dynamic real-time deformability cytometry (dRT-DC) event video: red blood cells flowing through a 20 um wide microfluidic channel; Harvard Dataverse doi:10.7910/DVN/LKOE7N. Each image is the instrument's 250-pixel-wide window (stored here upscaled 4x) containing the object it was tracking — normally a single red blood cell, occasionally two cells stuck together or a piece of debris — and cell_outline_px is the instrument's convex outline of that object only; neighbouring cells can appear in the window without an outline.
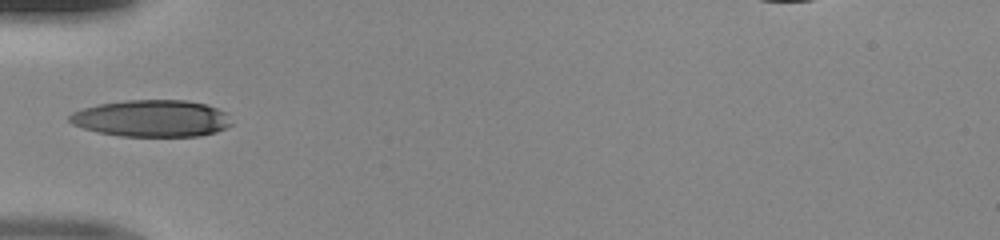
{"species": "human", "species_latin": "Homo sapiens", "temperature_condition": "room temperature", "stored_images_in_passage": 20, "camera_frame_rate_fps": 3000, "um_per_image_px": 0.085, "donor": {"sex": "male"}, "frame": {"image": 1, "passage_image": 1, "time_ms": 0.0, "image_size_px": [1000, 240], "cell_outline_px": [[232, 124], [216, 132], [200, 136], [120, 136], [96, 132], [72, 124], [68, 120], [68, 116], [72, 112], [84, 108], [100, 104], [128, 100], [184, 100], [204, 104], [228, 112]], "centroid_in_image_um": [12.9, 10.07], "position_along_channel_um": 72.1, "area_um2": 34.8}}
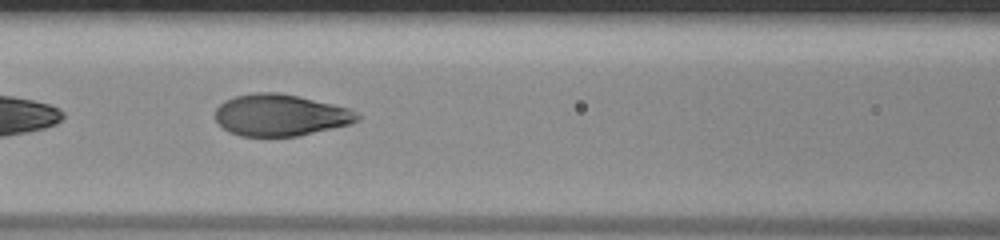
{"frame": {"image": 2, "passage_image": 6, "time_ms": 1.667, "image_size_px": [1000, 240], "cell_outline_px": [[360, 120], [352, 124], [296, 136], [240, 136], [228, 132], [212, 116], [216, 108], [224, 100], [236, 96], [256, 92], [280, 92], [332, 104], [348, 108], [360, 112]], "centroid_in_image_um": [23.83, 9.78], "position_along_channel_um": 142.8, "area_um2": 34.74}}
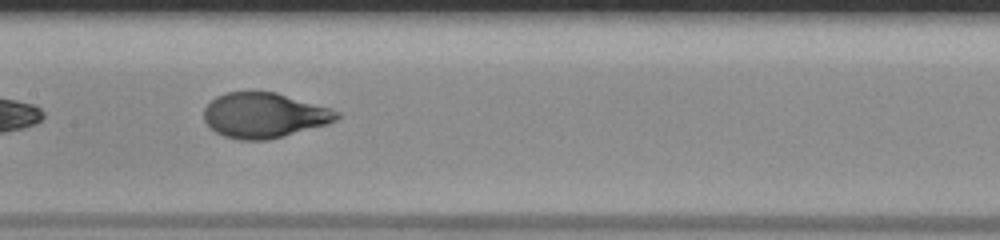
{"frame": {"image": 3, "passage_image": 9, "time_ms": 2.667, "image_size_px": [1000, 240], "cell_outline_px": [[340, 116], [336, 120], [328, 124], [284, 136], [268, 140], [240, 140], [224, 136], [216, 132], [204, 120], [204, 108], [216, 96], [224, 92], [276, 92], [332, 108], [340, 112]], "centroid_in_image_um": [22.48, 9.8], "position_along_channel_um": 184.9, "area_um2": 35.03}}